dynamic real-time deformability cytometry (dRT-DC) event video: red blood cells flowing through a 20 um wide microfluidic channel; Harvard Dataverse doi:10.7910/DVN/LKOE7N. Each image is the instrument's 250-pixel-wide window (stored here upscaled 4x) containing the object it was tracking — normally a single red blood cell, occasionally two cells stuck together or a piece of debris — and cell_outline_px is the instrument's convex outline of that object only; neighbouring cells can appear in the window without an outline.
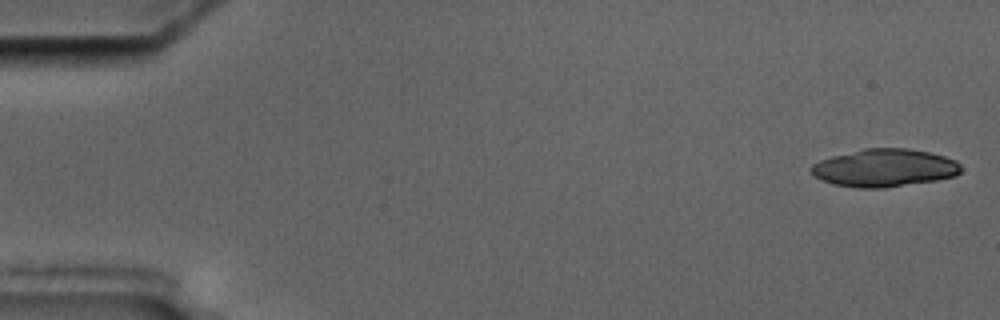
{"species": "common noctule bat (a hibernating species)", "species_latin": "Nyctalus noctula", "temperature_condition": "cold", "stored_images_in_passage": 5, "camera_frame_rate_fps": 3000, "um_per_image_px": 0.085, "animal": {"sex": "male", "body_mass_g": 17.5, "forearm_length_mm": 52.3}, "frame": {"image": 1, "passage_image": 1, "time_ms": 0.0, "image_size_px": [1000, 320], "cell_outline_px": [[960, 172], [956, 176], [936, 180], [880, 188], [856, 188], [832, 184], [820, 180], [808, 168], [812, 164], [820, 160], [832, 156], [864, 148], [908, 148], [928, 152], [944, 156], [956, 160], [960, 164]], "centroid_in_image_um": [75.15, 14.27], "position_along_channel_um": 9.8, "area_um2": 33.0}}